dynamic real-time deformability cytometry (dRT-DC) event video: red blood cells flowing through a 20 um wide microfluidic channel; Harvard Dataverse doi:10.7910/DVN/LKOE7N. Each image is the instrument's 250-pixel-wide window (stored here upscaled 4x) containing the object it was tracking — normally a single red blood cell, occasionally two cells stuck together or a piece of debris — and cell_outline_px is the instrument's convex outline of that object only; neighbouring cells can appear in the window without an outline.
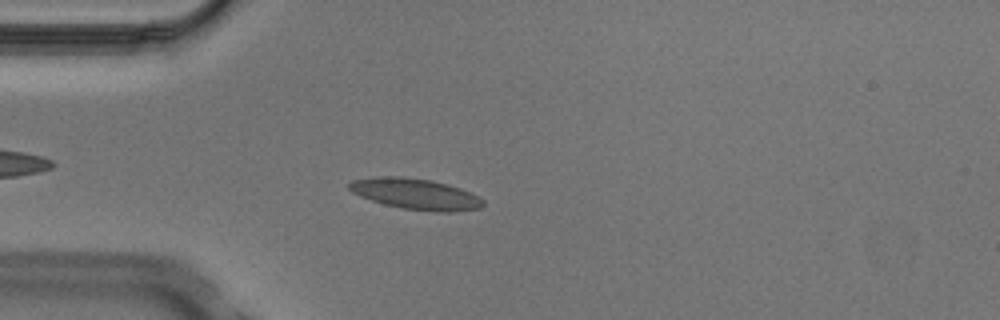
{"species": "Egyptian fruit bat (a non-hibernating species)", "species_latin": "Rousettus aegyptiacus", "temperature_condition": "cold", "stored_images_in_passage": 4, "camera_frame_rate_fps": 3000, "um_per_image_px": 0.085, "animal": {"sex": "male"}, "frame": {"image": 1, "passage_image": 4, "time_ms": 1.0, "image_size_px": [1000, 320], "cell_outline_px": [[484, 204], [480, 208], [452, 212], [436, 212], [400, 208], [384, 204], [360, 196], [352, 192], [348, 188], [348, 184], [352, 180], [376, 176], [400, 176], [432, 180], [460, 188], [484, 200]], "centroid_in_image_um": [35.3, 16.49], "position_along_channel_um": 49.7, "area_um2": 24.1}}